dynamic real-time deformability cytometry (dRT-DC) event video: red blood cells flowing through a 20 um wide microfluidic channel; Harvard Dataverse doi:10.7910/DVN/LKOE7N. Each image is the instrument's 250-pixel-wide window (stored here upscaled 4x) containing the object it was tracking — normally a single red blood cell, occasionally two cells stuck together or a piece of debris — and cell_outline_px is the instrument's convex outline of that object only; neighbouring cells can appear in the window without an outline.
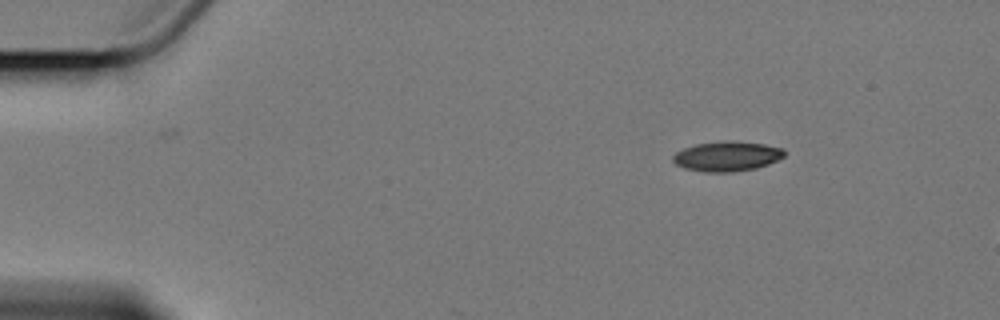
{"species": "Egyptian fruit bat (a non-hibernating species)", "species_latin": "Rousettus aegyptiacus", "temperature_condition": "cold", "stored_images_in_passage": 3, "camera_frame_rate_fps": 3000, "um_per_image_px": 0.085, "animal": {"sex": "female"}, "frame": {"image": 1, "passage_image": 1, "time_ms": 0.0, "image_size_px": [1000, 320], "cell_outline_px": [[784, 156], [768, 164], [756, 168], [732, 172], [704, 172], [684, 168], [676, 164], [672, 160], [672, 156], [676, 152], [684, 148], [696, 144], [720, 140], [732, 140], [764, 144], [784, 148]], "centroid_in_image_um": [61.78, 13.27], "position_along_channel_um": 23.2, "area_um2": 19.54}}